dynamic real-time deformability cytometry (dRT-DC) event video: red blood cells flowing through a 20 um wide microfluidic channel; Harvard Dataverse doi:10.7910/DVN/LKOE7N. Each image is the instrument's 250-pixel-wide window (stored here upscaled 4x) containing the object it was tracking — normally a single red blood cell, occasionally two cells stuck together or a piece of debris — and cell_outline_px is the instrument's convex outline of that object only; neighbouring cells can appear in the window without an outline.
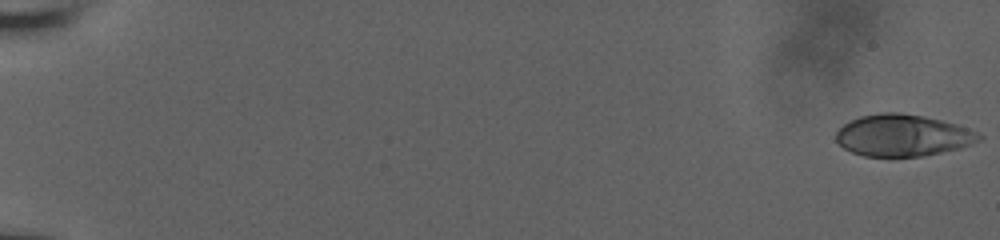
{"species": "human", "species_latin": "Homo sapiens", "temperature_condition": "room temperature", "stored_images_in_passage": 57, "camera_frame_rate_fps": 3000, "um_per_image_px": 0.085, "donor": {"sex": "male"}, "frame": {"image": 1, "passage_image": 1, "time_ms": 0.0, "image_size_px": [1000, 240], "cell_outline_px": [[984, 136], [980, 140], [960, 148], [924, 156], [864, 156], [852, 152], [844, 148], [836, 140], [836, 132], [844, 124], [860, 116], [880, 112], [900, 112], [924, 116], [956, 124], [968, 128]], "centroid_in_image_um": [76.74, 11.5], "position_along_channel_um": 8.3, "area_um2": 34.68}}
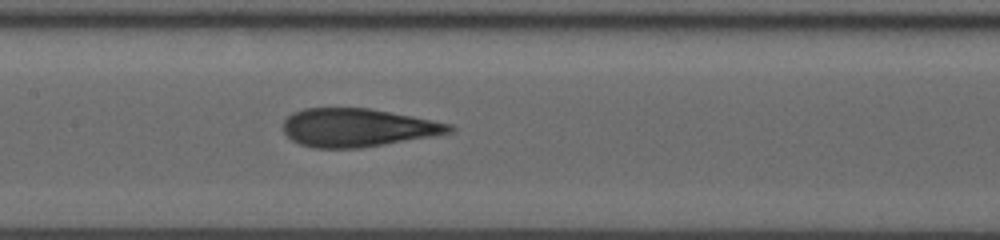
{"frame": {"image": 2, "passage_image": 31, "time_ms": 10.0, "image_size_px": [1000, 240], "cell_outline_px": [[456, 128], [452, 132], [432, 136], [360, 148], [312, 148], [300, 144], [292, 140], [284, 132], [284, 120], [292, 112], [304, 108], [372, 108], [452, 124]], "centroid_in_image_um": [30.39, 10.84], "position_along_channel_um": 177.0, "area_um2": 37.05}}
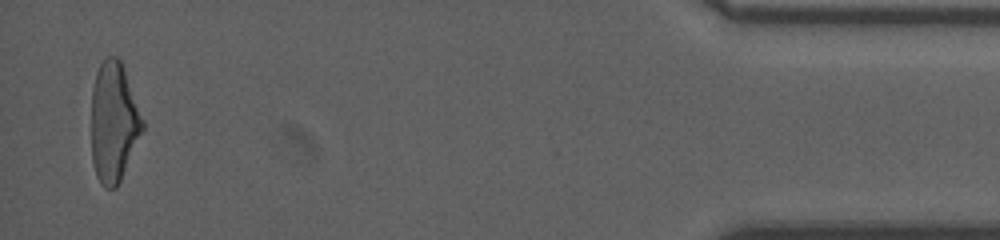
{"frame": {"image": 3, "passage_image": 56, "time_ms": 18.333, "image_size_px": [1000, 240], "cell_outline_px": [[144, 128], [120, 180], [116, 188], [104, 188], [100, 184], [96, 176], [92, 160], [92, 88], [96, 72], [100, 64], [108, 56], [116, 56], [120, 60], [124, 68], [144, 120]], "centroid_in_image_um": [9.66, 10.38], "position_along_channel_um": 425.5, "area_um2": 35.66}, "authors_computed_cell_mechanics": {"area_um2": 36.703, "velocity_mm_per_s": 3.8633, "shape_relaxation_time_tau1_ms": 5.9156, "shape_relaxation_time_tau2_ms": 1.3046, "deformation_change_tau1": 0.1962, "deformation_change_tau2": 0.0895}}